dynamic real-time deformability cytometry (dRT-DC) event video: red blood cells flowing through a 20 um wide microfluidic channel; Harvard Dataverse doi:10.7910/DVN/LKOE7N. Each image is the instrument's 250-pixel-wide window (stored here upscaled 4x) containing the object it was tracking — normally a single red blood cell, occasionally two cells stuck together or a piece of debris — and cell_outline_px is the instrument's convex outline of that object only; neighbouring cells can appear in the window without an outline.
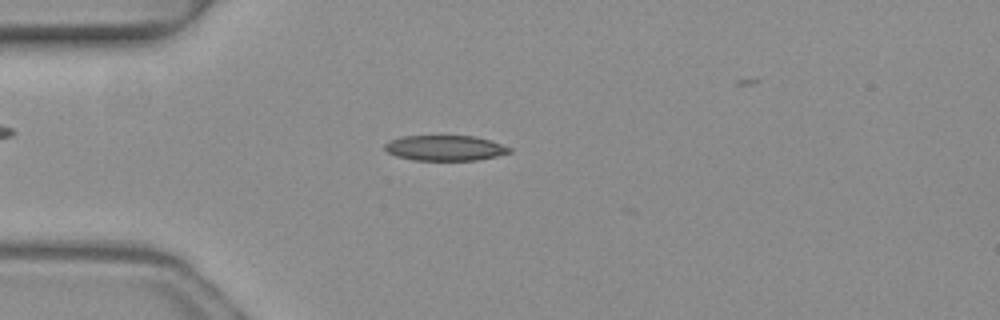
{"species": "common noctule bat (a hibernating species)", "species_latin": "Nyctalus noctula", "temperature_condition": "warm", "stored_images_in_passage": 6, "camera_frame_rate_fps": 3000, "um_per_image_px": 0.085, "animal": {"sex": "female", "body_mass_g": 19.3, "forearm_length_mm": 54.1}, "frame": {"image": 1, "passage_image": 5, "time_ms": 1.333, "image_size_px": [1000, 320], "cell_outline_px": [[512, 152], [496, 156], [476, 160], [412, 160], [396, 156], [388, 152], [384, 148], [384, 144], [400, 136], [476, 136], [512, 148]], "centroid_in_image_um": [37.82, 12.58], "position_along_channel_um": 47.2, "area_um2": 18.32}}